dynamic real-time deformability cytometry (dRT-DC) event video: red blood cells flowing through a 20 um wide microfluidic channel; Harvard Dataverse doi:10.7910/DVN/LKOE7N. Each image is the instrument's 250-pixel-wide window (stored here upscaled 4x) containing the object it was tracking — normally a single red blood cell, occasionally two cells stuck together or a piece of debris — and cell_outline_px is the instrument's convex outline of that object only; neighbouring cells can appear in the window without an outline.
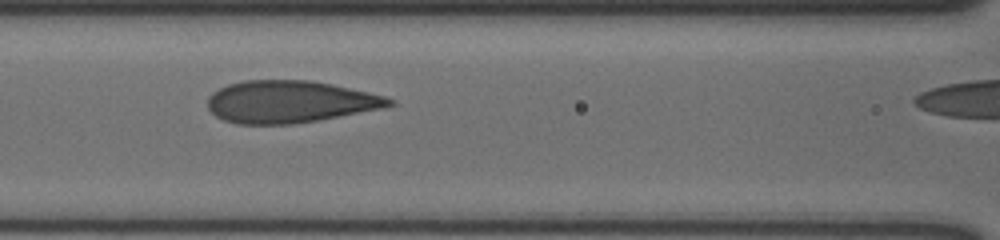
{"species": "human", "species_latin": "Homo sapiens", "temperature_condition": "cold", "stored_images_in_passage": 31, "camera_frame_rate_fps": 3000, "um_per_image_px": 0.085, "donor": {"sex": "male"}, "frame": {"image": 1, "passage_image": 8, "time_ms": 2.333, "image_size_px": [1000, 240], "cell_outline_px": [[396, 104], [380, 108], [316, 120], [292, 124], [236, 124], [224, 120], [216, 116], [208, 108], [208, 96], [212, 92], [228, 84], [244, 80], [312, 80], [332, 84], [384, 96], [392, 100]], "centroid_in_image_um": [24.57, 8.64], "position_along_channel_um": 142.0, "area_um2": 44.22}}
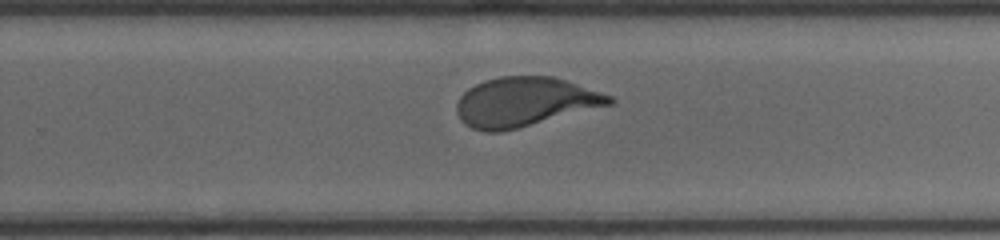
{"frame": {"image": 2, "passage_image": 19, "time_ms": 6.0, "image_size_px": [1000, 240], "cell_outline_px": [[616, 100], [612, 104], [500, 132], [484, 132], [472, 128], [464, 124], [460, 120], [456, 112], [456, 104], [460, 96], [468, 88], [484, 80], [500, 76], [552, 76], [612, 96]], "centroid_in_image_um": [44.55, 8.66], "position_along_channel_um": 285.3, "area_um2": 43.52}}
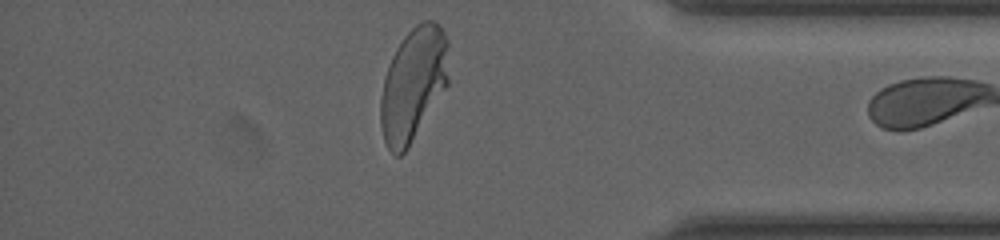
{"frame": {"image": 3, "passage_image": 30, "time_ms": 9.667, "image_size_px": [1000, 240], "cell_outline_px": [[448, 84], [408, 148], [400, 156], [396, 156], [388, 148], [384, 140], [380, 124], [380, 100], [384, 80], [392, 56], [396, 48], [404, 36], [416, 24], [424, 20], [432, 20], [444, 32], [448, 40]], "centroid_in_image_um": [35.13, 7.17], "position_along_channel_um": 400.1, "area_um2": 44.8}}